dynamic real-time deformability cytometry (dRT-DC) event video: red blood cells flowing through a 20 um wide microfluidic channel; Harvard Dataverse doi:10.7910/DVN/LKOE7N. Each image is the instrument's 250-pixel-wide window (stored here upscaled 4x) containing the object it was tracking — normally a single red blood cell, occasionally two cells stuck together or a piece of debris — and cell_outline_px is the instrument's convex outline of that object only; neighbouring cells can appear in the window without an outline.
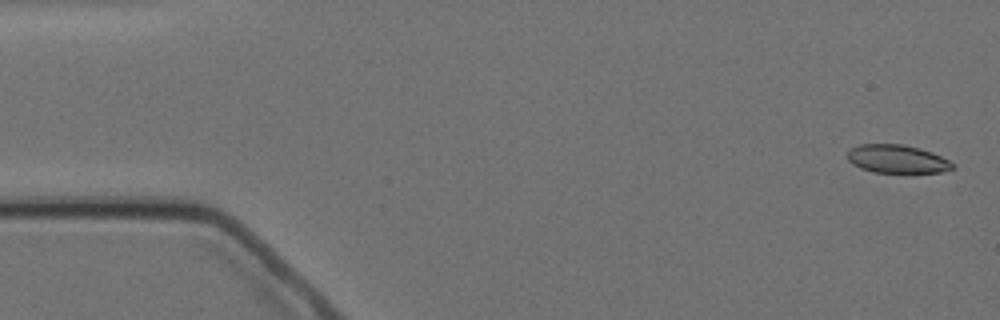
{"species": "Egyptian fruit bat (a non-hibernating species)", "species_latin": "Rousettus aegyptiacus", "temperature_condition": "cold", "stored_images_in_passage": 5, "camera_frame_rate_fps": 3000, "um_per_image_px": 0.085, "animal": {"sex": "female"}, "frame": {"image": 1, "passage_image": 1, "time_ms": 0.0, "image_size_px": [1000, 320], "cell_outline_px": [[956, 164], [952, 168], [944, 172], [876, 172], [860, 168], [852, 164], [848, 160], [848, 152], [852, 148], [860, 144], [904, 144], [920, 148], [932, 152]], "centroid_in_image_um": [76.26, 13.51], "position_along_channel_um": 8.7, "area_um2": 17.22}}